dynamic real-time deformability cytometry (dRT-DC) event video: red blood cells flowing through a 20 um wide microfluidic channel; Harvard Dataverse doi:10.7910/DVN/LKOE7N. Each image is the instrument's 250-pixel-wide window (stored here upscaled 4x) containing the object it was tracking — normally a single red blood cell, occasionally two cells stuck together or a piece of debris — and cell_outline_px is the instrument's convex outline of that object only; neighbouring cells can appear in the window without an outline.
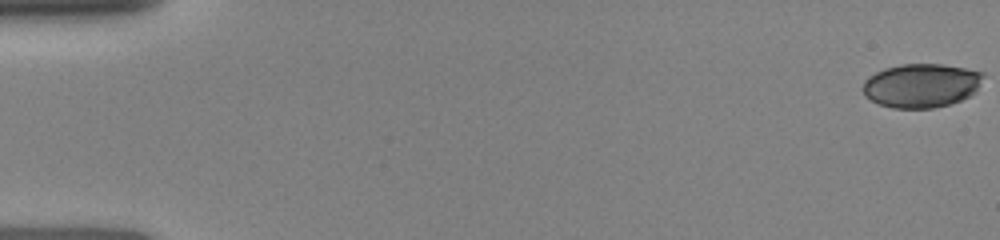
{"species": "human", "species_latin": "Homo sapiens", "temperature_condition": "room temperature", "stored_images_in_passage": 36, "camera_frame_rate_fps": 3000, "um_per_image_px": 0.085, "donor": {"sex": "female"}, "frame": {"image": 1, "passage_image": 1, "time_ms": 0.0, "image_size_px": [1000, 240], "cell_outline_px": [[984, 76], [976, 92], [960, 100], [948, 104], [932, 108], [892, 108], [880, 104], [864, 96], [864, 80], [868, 76], [884, 68], [900, 64], [944, 64], [984, 72]], "centroid_in_image_um": [78.32, 7.25], "position_along_channel_um": 6.7, "area_um2": 30.81}}
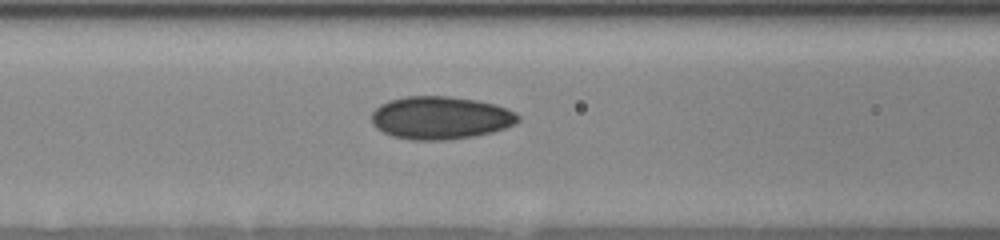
{"frame": {"image": 2, "passage_image": 21, "time_ms": 6.667, "image_size_px": [1000, 240], "cell_outline_px": [[520, 120], [516, 124], [492, 132], [472, 136], [448, 140], [412, 140], [392, 136], [376, 128], [372, 124], [372, 112], [380, 104], [388, 100], [404, 96], [448, 96], [476, 100], [508, 108], [516, 112], [520, 116]], "centroid_in_image_um": [37.44, 10.01], "position_along_channel_um": 129.2, "area_um2": 36.76}}
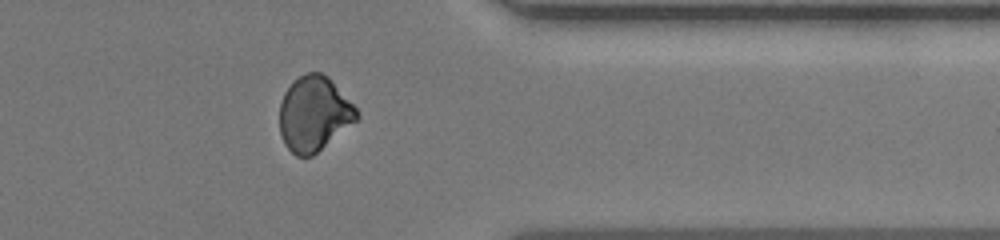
{"frame": {"image": 3, "passage_image": 36, "time_ms": 13.0, "image_size_px": [1000, 240], "cell_outline_px": [[360, 120], [312, 156], [296, 156], [284, 144], [280, 132], [280, 104], [284, 92], [292, 80], [308, 72], [320, 72], [328, 76], [356, 108], [360, 116]], "centroid_in_image_um": [26.71, 9.68], "position_along_channel_um": 384.7, "area_um2": 33.93}}